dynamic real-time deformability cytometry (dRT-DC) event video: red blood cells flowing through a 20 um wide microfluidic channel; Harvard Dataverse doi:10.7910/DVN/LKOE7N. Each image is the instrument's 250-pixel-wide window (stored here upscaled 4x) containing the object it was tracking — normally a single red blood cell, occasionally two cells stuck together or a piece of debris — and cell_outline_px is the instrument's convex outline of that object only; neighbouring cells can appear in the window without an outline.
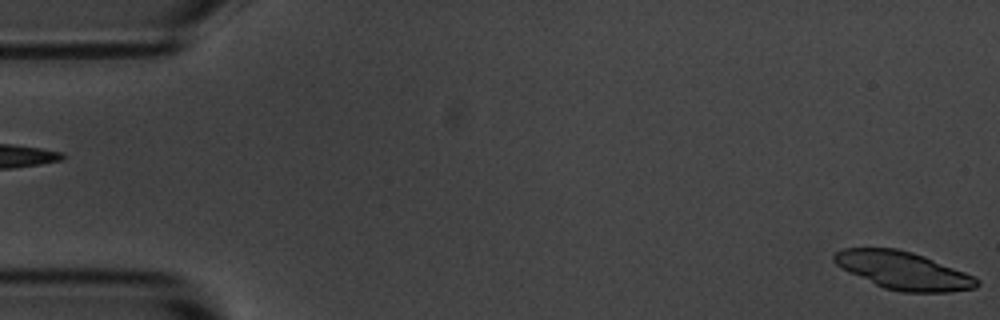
{"species": "common noctule bat (a hibernating species)", "species_latin": "Nyctalus noctula", "temperature_condition": "room temperature", "stored_images_in_passage": 2, "segment_of_instrument_passage": [2, 2], "camera_frame_rate_fps": 3000, "um_per_image_px": 0.085, "animal": {"sex": "male", "body_mass_g": 20.1, "forearm_length_mm": 53.5}, "frame": {"image": 1, "passage_image": 2, "time_ms": 1.0, "image_size_px": [1000, 320], "cell_outline_px": [[980, 284], [976, 288], [948, 292], [900, 292], [884, 288], [848, 272], [840, 268], [832, 260], [832, 256], [836, 252], [844, 248], [896, 248], [912, 252], [924, 256], [964, 272], [980, 280]], "centroid_in_image_um": [76.75, 23.0], "position_along_channel_um": 8.2, "area_um2": 31.33}}